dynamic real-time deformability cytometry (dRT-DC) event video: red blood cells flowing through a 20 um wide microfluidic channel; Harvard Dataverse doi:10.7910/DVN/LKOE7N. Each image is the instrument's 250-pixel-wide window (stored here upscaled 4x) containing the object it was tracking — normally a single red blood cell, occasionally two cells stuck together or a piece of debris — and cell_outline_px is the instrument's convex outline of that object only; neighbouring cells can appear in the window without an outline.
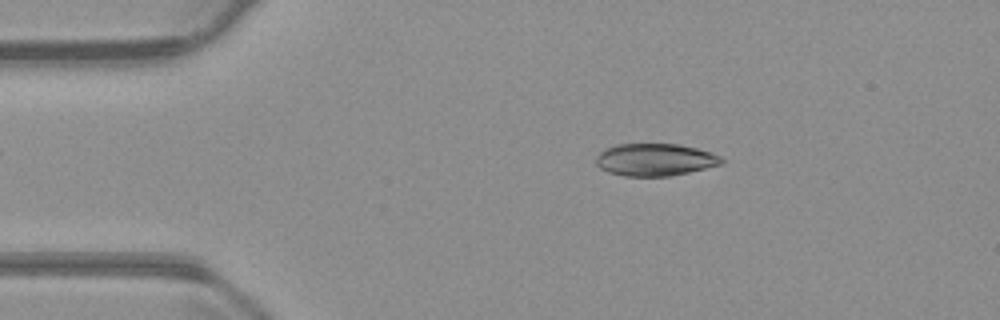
{"species": "common noctule bat (a hibernating species)", "species_latin": "Nyctalus noctula", "temperature_condition": "warm", "stored_images_in_passage": 54, "camera_frame_rate_fps": 3000, "um_per_image_px": 0.085, "animal": {"sex": "male", "body_mass_g": 23.1, "forearm_length_mm": 52.7}, "frame": {"image": 1, "passage_image": 9, "time_ms": 2.667, "image_size_px": [1000, 320], "cell_outline_px": [[724, 164], [688, 172], [668, 176], [624, 176], [608, 172], [600, 168], [596, 164], [596, 156], [604, 148], [616, 144], [680, 144], [712, 152], [720, 156], [724, 160]], "centroid_in_image_um": [55.68, 13.57], "position_along_channel_um": 29.3, "area_um2": 23.81}}
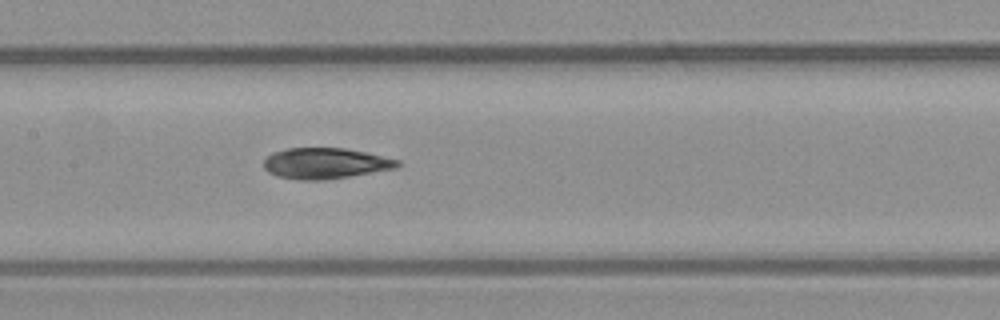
{"frame": {"image": 2, "passage_image": 25, "time_ms": 8.0, "image_size_px": [1000, 320], "cell_outline_px": [[400, 164], [396, 168], [324, 180], [300, 180], [276, 176], [268, 172], [264, 168], [264, 160], [272, 152], [288, 148], [344, 148], [368, 152], [400, 160]], "centroid_in_image_um": [27.64, 13.88], "position_along_channel_um": 179.8, "area_um2": 24.04}}
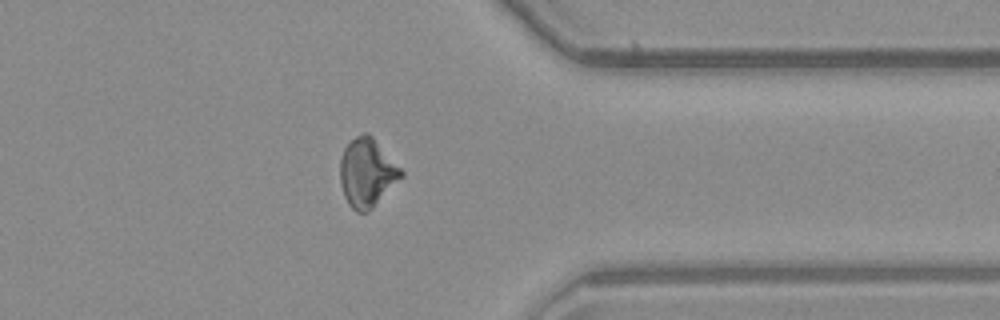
{"frame": {"image": 3, "passage_image": 42, "time_ms": 13.667, "image_size_px": [1000, 320], "cell_outline_px": [[404, 176], [368, 212], [356, 212], [348, 204], [344, 196], [340, 184], [340, 160], [344, 148], [356, 136], [364, 132], [368, 132], [372, 136], [404, 172]], "centroid_in_image_um": [31.19, 14.69], "position_along_channel_um": 380.2, "area_um2": 24.33}, "authors_computed_cell_mechanics": {"area_um2": 24.1026, "velocity_mm_per_s": 3.7477, "shape_relaxation_time_tau1_ms": 7.1126, "shape_relaxation_time_tau2_ms": 3.5819, "deformation_change_tau1": 0.2107, "deformation_change_tau2": 0.0847}}